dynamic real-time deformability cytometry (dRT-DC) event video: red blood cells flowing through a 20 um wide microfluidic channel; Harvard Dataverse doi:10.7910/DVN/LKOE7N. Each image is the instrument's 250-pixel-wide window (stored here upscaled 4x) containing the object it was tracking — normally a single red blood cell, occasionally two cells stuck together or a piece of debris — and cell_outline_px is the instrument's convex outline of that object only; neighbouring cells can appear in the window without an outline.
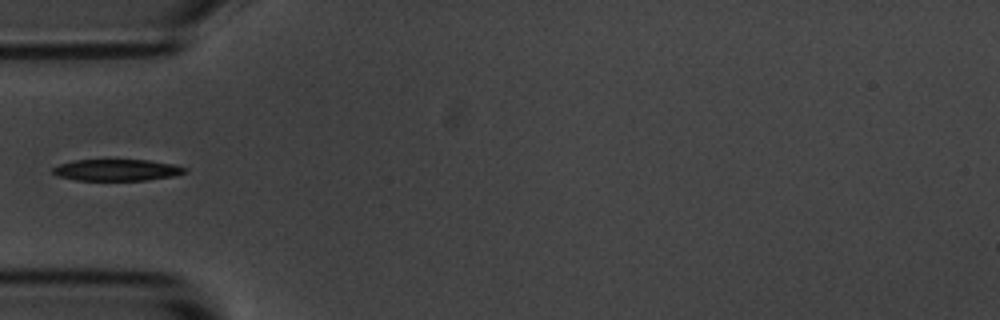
{"species": "common noctule bat (a hibernating species)", "species_latin": "Nyctalus noctula", "temperature_condition": "room temperature", "stored_images_in_passage": 5, "camera_frame_rate_fps": 3000, "um_per_image_px": 0.085, "animal": {"sex": "male", "body_mass_g": 20.1, "forearm_length_mm": 53.5}, "frame": {"image": 1, "passage_image": 4, "time_ms": 3.333, "image_size_px": [1000, 320], "cell_outline_px": [[188, 172], [172, 176], [148, 180], [76, 180], [56, 176], [52, 172], [52, 168], [60, 164], [72, 160], [148, 160], [172, 164], [188, 168]], "centroid_in_image_um": [9.92, 14.45], "position_along_channel_um": 75.1, "area_um2": 16.59}}